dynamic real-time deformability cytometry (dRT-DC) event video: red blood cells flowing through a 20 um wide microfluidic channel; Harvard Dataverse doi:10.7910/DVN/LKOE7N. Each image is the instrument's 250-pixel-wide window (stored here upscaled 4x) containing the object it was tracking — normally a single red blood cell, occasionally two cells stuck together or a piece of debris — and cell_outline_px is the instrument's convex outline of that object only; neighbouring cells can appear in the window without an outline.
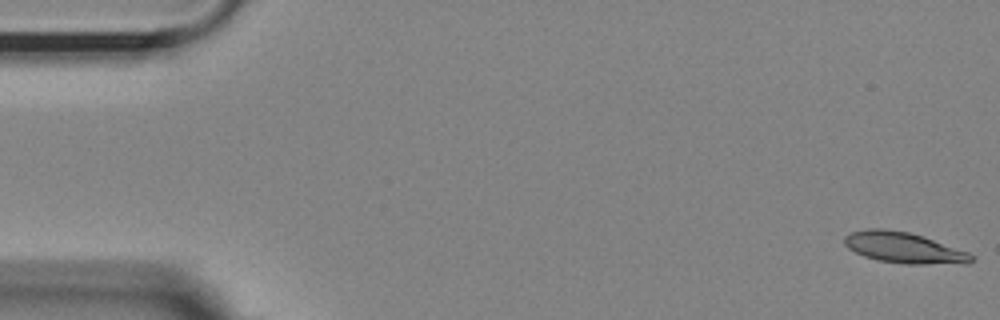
{"species": "Egyptian fruit bat (a non-hibernating species)", "species_latin": "Rousettus aegyptiacus", "temperature_condition": "room temperature", "stored_images_in_passage": 54, "camera_frame_rate_fps": 3000, "um_per_image_px": 0.085, "animal": {"sex": "female"}, "frame": {"image": 1, "passage_image": 1, "time_ms": 0.0, "image_size_px": [1000, 320], "cell_outline_px": [[976, 260], [968, 264], [904, 264], [880, 260], [864, 256], [848, 248], [844, 244], [844, 236], [852, 232], [868, 228], [884, 228], [908, 232], [924, 236], [968, 252], [976, 256]], "centroid_in_image_um": [76.89, 21.06], "position_along_channel_um": 8.1, "area_um2": 23.06}}
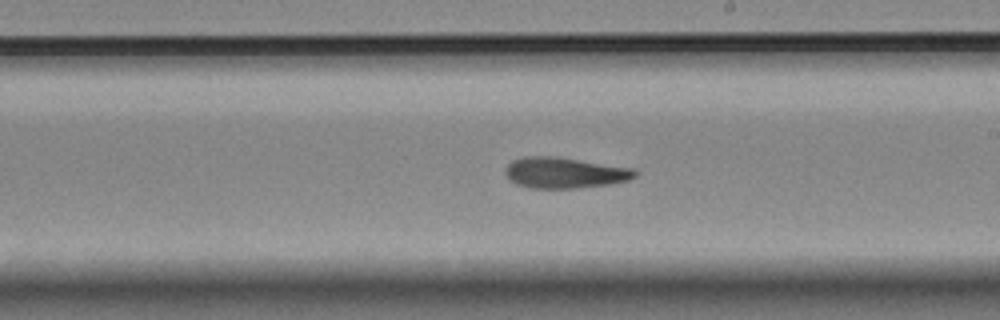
{"frame": {"image": 2, "passage_image": 31, "time_ms": 10.0, "image_size_px": [1000, 320], "cell_outline_px": [[636, 176], [628, 180], [612, 184], [576, 188], [528, 188], [516, 184], [504, 172], [508, 164], [512, 160], [524, 156], [556, 156], [632, 168], [636, 172]], "centroid_in_image_um": [47.98, 14.68], "position_along_channel_um": 241.0, "area_um2": 23.29}}
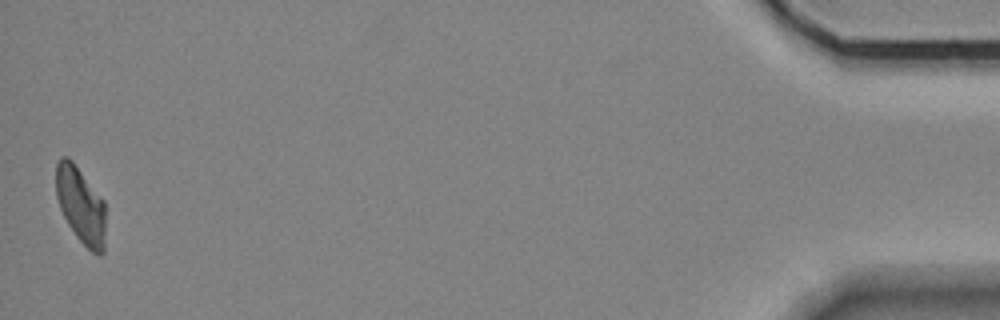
{"frame": {"image": 3, "passage_image": 54, "time_ms": 17.667, "image_size_px": [1000, 320], "cell_outline_px": [[104, 252], [100, 256], [92, 252], [76, 236], [68, 224], [60, 208], [56, 196], [56, 164], [60, 156], [68, 156], [72, 160], [104, 200]], "centroid_in_image_um": [6.85, 17.42], "position_along_channel_um": 428.4, "area_um2": 22.02}, "authors_computed_cell_mechanics": {"area_um2": 23.0044, "velocity_mm_per_s": 3.6286, "shape_relaxation_time_tau1_ms": null, "shape_relaxation_time_tau2_ms": 5.6298, "deformation_change_tau1": null, "deformation_change_tau2": 0.1519}}